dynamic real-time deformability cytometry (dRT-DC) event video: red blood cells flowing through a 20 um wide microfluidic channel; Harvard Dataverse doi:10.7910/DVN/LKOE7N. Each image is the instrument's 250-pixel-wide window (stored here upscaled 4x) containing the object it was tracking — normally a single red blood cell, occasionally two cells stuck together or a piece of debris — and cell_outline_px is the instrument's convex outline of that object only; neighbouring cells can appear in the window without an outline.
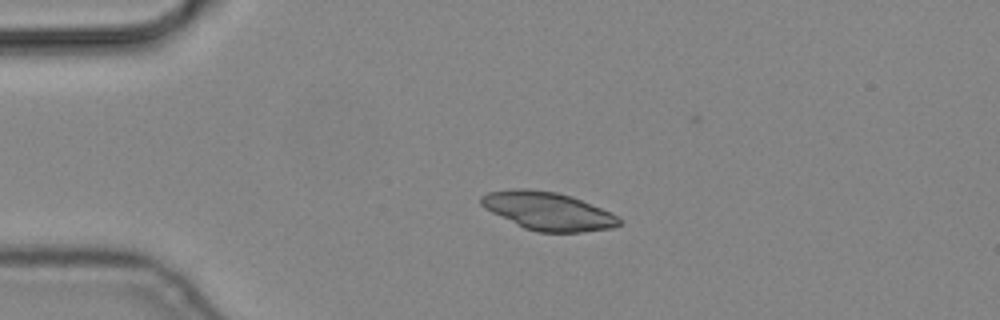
{"species": "common noctule bat (a hibernating species)", "species_latin": "Nyctalus noctula", "temperature_condition": "cold", "stored_images_in_passage": 2, "camera_frame_rate_fps": 3000, "um_per_image_px": 0.085, "animal": {"sex": "male", "body_mass_g": 19.2, "forearm_length_mm": 51.8}, "frame": {"image": 1, "passage_image": 1, "time_ms": 0.0, "image_size_px": [1000, 320], "cell_outline_px": [[620, 224], [612, 228], [580, 232], [540, 232], [524, 228], [484, 208], [480, 204], [480, 196], [488, 192], [512, 188], [524, 188], [556, 192], [572, 196], [600, 208], [616, 216], [620, 220]], "centroid_in_image_um": [46.52, 17.93], "position_along_channel_um": 38.5, "area_um2": 30.35}}